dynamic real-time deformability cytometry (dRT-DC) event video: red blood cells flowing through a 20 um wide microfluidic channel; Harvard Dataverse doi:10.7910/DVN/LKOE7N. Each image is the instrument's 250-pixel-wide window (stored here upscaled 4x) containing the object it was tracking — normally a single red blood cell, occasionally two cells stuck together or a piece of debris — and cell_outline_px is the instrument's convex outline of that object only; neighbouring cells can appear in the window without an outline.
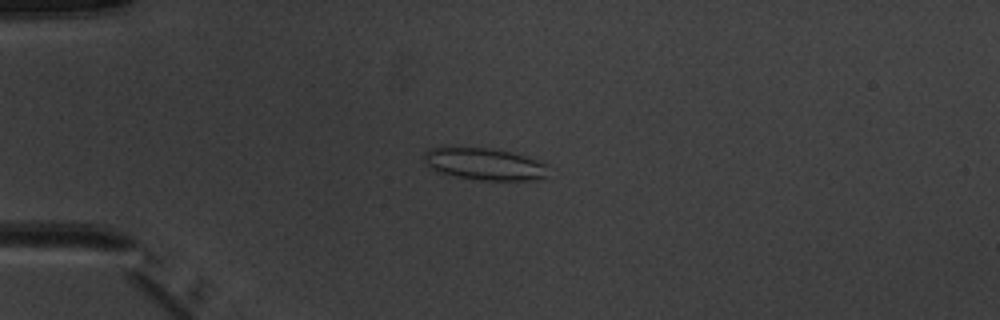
{"species": "common noctule bat (a hibernating species)", "species_latin": "Nyctalus noctula", "temperature_condition": "warm", "stored_images_in_passage": 7, "camera_frame_rate_fps": 3000, "um_per_image_px": 0.085, "animal": {"sex": "male", "body_mass_g": 20.1, "forearm_length_mm": 53.5}, "frame": {"image": 1, "passage_image": 4, "time_ms": 3.667, "image_size_px": [1000, 320], "cell_outline_px": [[548, 164], [544, 176], [532, 180], [480, 180], [456, 176], [436, 172], [424, 160], [424, 152], [428, 148], [488, 148], [508, 152], [540, 160]], "centroid_in_image_um": [41.17, 13.95], "position_along_channel_um": 43.8, "area_um2": 22.77}}
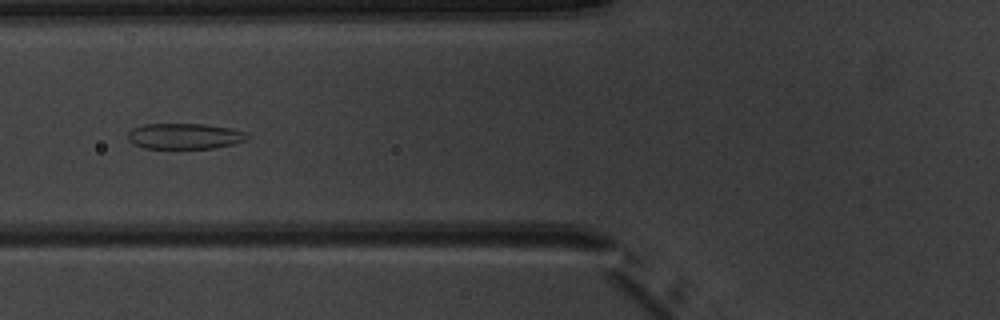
{"frame": {"image": 2, "passage_image": 6, "time_ms": 6.0, "image_size_px": [1000, 320], "cell_outline_px": [[252, 136], [248, 140], [232, 144], [212, 148], [144, 148], [132, 144], [128, 140], [128, 132], [132, 128], [144, 124], [204, 124], [228, 128], [244, 132]], "centroid_in_image_um": [15.68, 11.57], "position_along_channel_um": 110.1, "area_um2": 17.92}}
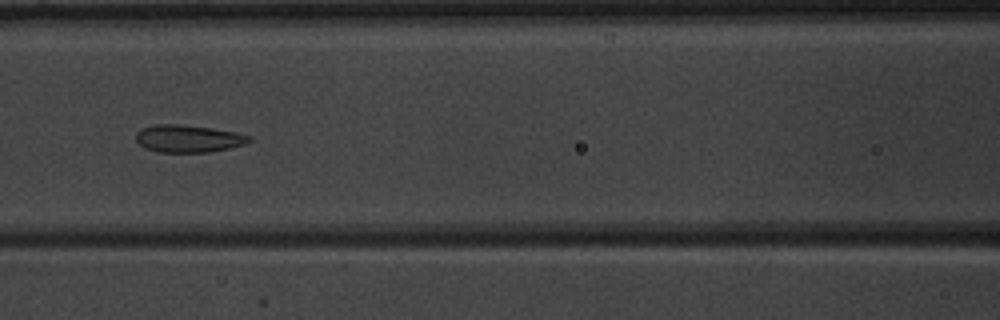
{"frame": {"image": 3, "passage_image": 7, "time_ms": 7.0, "image_size_px": [1000, 320], "cell_outline_px": [[252, 140], [244, 144], [228, 148], [208, 152], [156, 152], [144, 148], [136, 140], [136, 132], [140, 128], [156, 124], [180, 124], [236, 132], [252, 136]], "centroid_in_image_um": [15.97, 11.78], "position_along_channel_um": 150.6, "area_um2": 18.09}}